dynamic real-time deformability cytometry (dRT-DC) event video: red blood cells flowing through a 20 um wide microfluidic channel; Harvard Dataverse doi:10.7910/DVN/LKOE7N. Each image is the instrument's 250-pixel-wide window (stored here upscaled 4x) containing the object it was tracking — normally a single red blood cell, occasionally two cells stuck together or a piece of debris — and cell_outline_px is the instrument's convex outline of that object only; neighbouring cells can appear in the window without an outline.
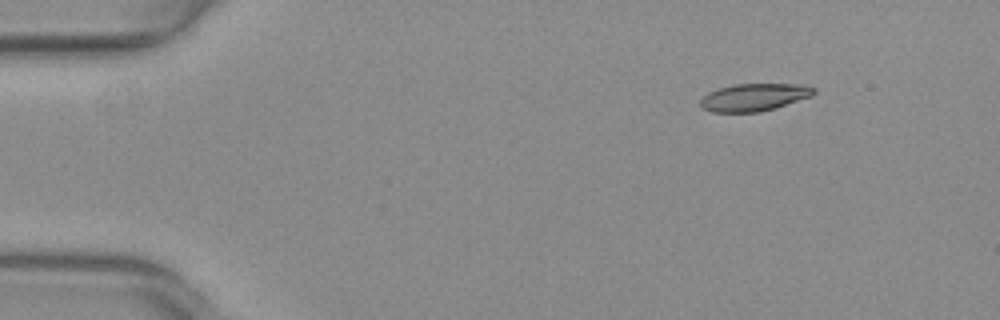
{"species": "common noctule bat (a hibernating species)", "species_latin": "Nyctalus noctula", "temperature_condition": "warm", "stored_images_in_passage": 46, "camera_frame_rate_fps": 3000, "um_per_image_px": 0.085, "animal": {"sex": "female", "body_mass_g": 29.2, "forearm_length_mm": 56.3}, "frame": {"image": 1, "passage_image": 1, "time_ms": 0.0, "image_size_px": [1000, 320], "cell_outline_px": [[816, 92], [812, 96], [760, 112], [712, 112], [704, 108], [700, 104], [700, 100], [708, 92], [720, 88], [736, 84], [792, 84], [816, 88]], "centroid_in_image_um": [64.09, 8.27], "position_along_channel_um": 20.9, "area_um2": 17.86}}
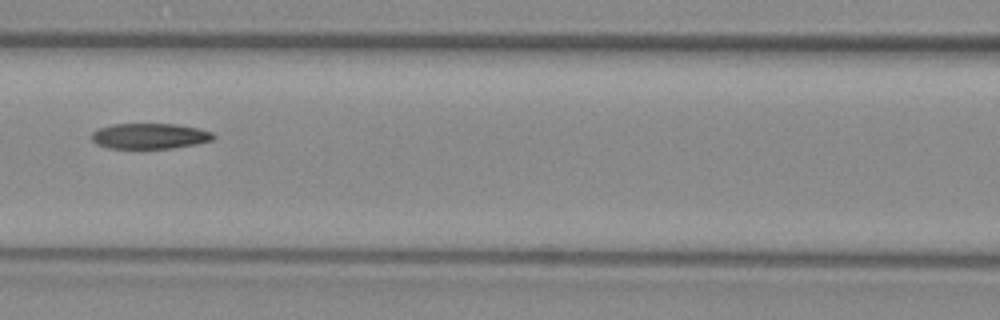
{"frame": {"image": 2, "passage_image": 18, "time_ms": 5.667, "image_size_px": [1000, 320], "cell_outline_px": [[216, 136], [212, 140], [196, 144], [172, 148], [108, 148], [96, 144], [92, 140], [92, 132], [100, 128], [112, 124], [176, 124], [200, 128], [212, 132]], "centroid_in_image_um": [12.74, 11.56], "position_along_channel_um": 153.9, "area_um2": 18.15}}
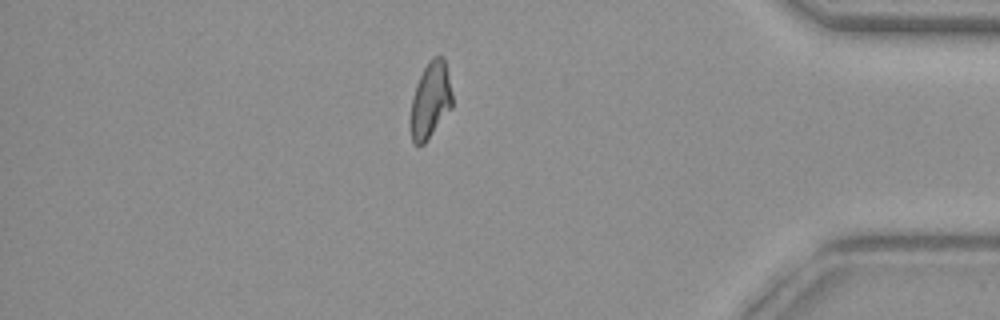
{"frame": {"image": 3, "passage_image": 39, "time_ms": 12.667, "image_size_px": [1000, 320], "cell_outline_px": [[452, 108], [424, 144], [416, 144], [412, 140], [408, 124], [408, 120], [412, 96], [416, 84], [428, 60], [432, 56], [444, 56], [452, 96]], "centroid_in_image_um": [36.55, 8.53], "position_along_channel_um": 398.7, "area_um2": 18.84}, "authors_computed_cell_mechanics": {"area_um2": 18.8717, "velocity_mm_per_s": 3.9982, "shape_relaxation_time_tau1_ms": null, "shape_relaxation_time_tau2_ms": 2.3341, "deformation_change_tau1": null, "deformation_change_tau2": 0.0791}}